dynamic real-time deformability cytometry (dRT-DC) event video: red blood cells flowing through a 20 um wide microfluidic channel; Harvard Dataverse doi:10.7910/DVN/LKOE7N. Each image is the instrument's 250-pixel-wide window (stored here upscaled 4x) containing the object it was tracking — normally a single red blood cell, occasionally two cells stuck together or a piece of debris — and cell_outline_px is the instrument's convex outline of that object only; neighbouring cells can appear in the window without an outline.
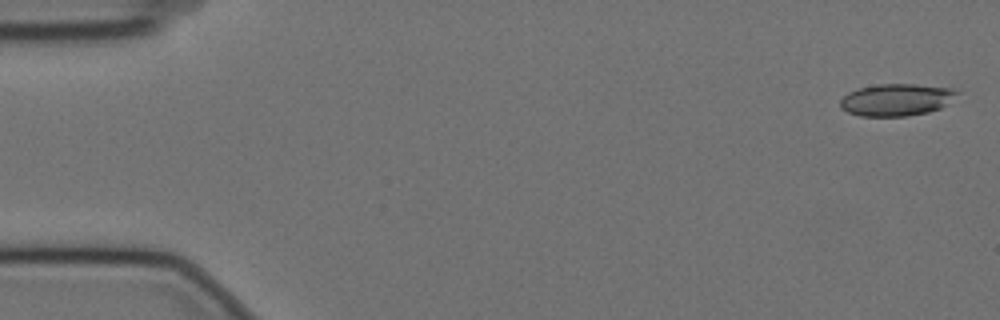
{"species": "Egyptian fruit bat (a non-hibernating species)", "species_latin": "Rousettus aegyptiacus", "temperature_condition": "cold", "stored_images_in_passage": 57, "camera_frame_rate_fps": 3000, "um_per_image_px": 0.085, "animal": {"sex": "female"}, "frame": {"image": 1, "passage_image": 2, "time_ms": 0.333, "image_size_px": [1000, 320], "cell_outline_px": [[960, 92], [940, 108], [928, 112], [908, 116], [860, 116], [848, 112], [840, 108], [840, 100], [848, 92], [860, 88], [880, 84], [916, 84], [956, 88]], "centroid_in_image_um": [76.2, 8.47], "position_along_channel_um": 8.8, "area_um2": 21.85}}
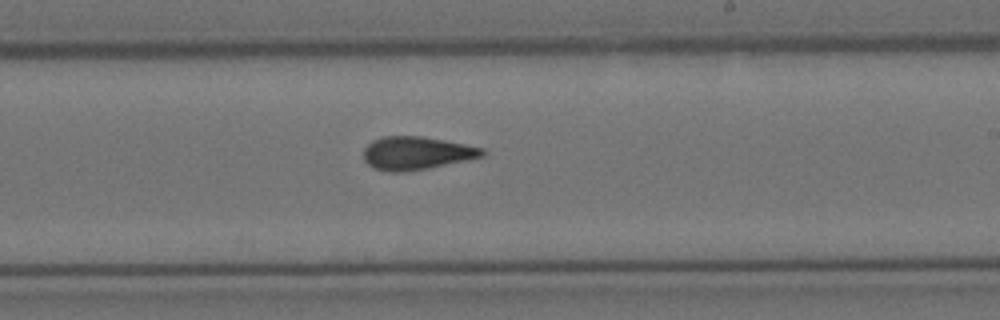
{"frame": {"image": 2, "passage_image": 34, "time_ms": 11.0, "image_size_px": [1000, 320], "cell_outline_px": [[488, 152], [484, 156], [428, 168], [404, 172], [388, 172], [372, 168], [364, 160], [364, 148], [372, 140], [384, 136], [420, 136], [444, 140], [484, 148]], "centroid_in_image_um": [35.39, 13.02], "position_along_channel_um": 253.6, "area_um2": 22.95}}
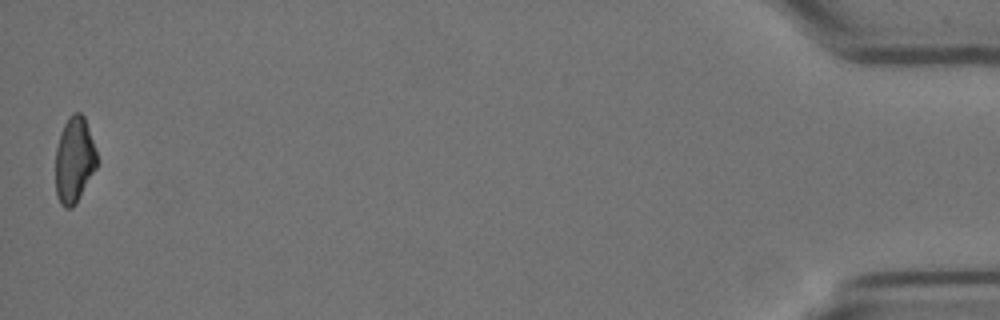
{"frame": {"image": 3, "passage_image": 57, "time_ms": 18.667, "image_size_px": [1000, 320], "cell_outline_px": [[100, 160], [96, 168], [76, 204], [72, 208], [64, 208], [60, 204], [56, 196], [56, 148], [60, 132], [68, 116], [72, 112], [80, 112], [84, 116]], "centroid_in_image_um": [6.32, 13.59], "position_along_channel_um": 428.9, "area_um2": 21.1}, "authors_computed_cell_mechanics": {"area_um2": 22.4842, "velocity_mm_per_s": 3.5205, "shape_relaxation_time_tau1_ms": null, "shape_relaxation_time_tau2_ms": 2.7809, "deformation_change_tau1": null, "deformation_change_tau2": 0.0913}}